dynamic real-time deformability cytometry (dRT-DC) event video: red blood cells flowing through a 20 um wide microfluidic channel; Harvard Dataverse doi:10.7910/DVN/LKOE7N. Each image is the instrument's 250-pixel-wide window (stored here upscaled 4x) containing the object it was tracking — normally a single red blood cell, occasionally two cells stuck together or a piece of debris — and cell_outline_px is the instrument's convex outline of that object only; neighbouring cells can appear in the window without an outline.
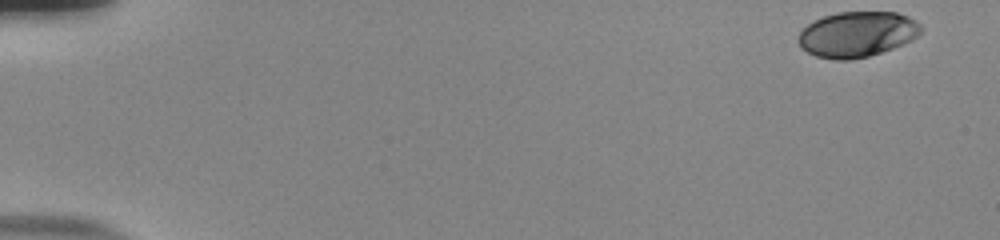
{"species": "human", "species_latin": "Homo sapiens", "temperature_condition": "room temperature", "stored_images_in_passage": 52, "camera_frame_rate_fps": 3000, "um_per_image_px": 0.085, "donor": {"sex": "male"}, "frame": {"image": 1, "passage_image": 1, "time_ms": 0.0, "image_size_px": [1000, 240], "cell_outline_px": [[924, 28], [912, 40], [904, 44], [868, 56], [848, 60], [836, 60], [816, 56], [800, 48], [796, 40], [800, 32], [808, 24], [824, 16], [836, 12], [896, 12], [908, 16], [916, 20]], "centroid_in_image_um": [72.85, 2.91], "position_along_channel_um": 12.1, "area_um2": 32.6}}
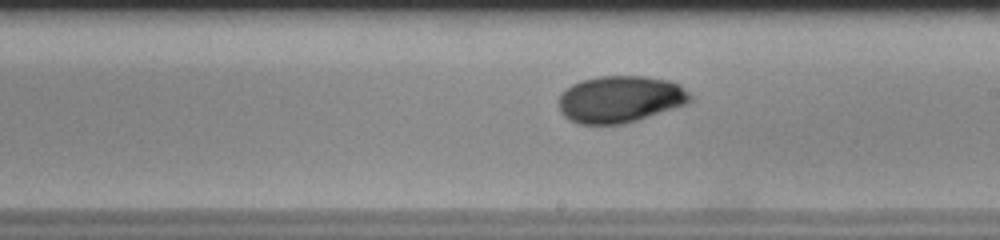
{"frame": {"image": 2, "passage_image": 31, "time_ms": 10.0, "image_size_px": [1000, 240], "cell_outline_px": [[692, 100], [688, 104], [624, 124], [580, 124], [568, 120], [560, 112], [560, 96], [572, 84], [580, 80], [600, 76], [644, 76], [668, 80], [680, 84], [692, 96]], "centroid_in_image_um": [52.74, 8.43], "position_along_channel_um": 236.3, "area_um2": 35.95}}
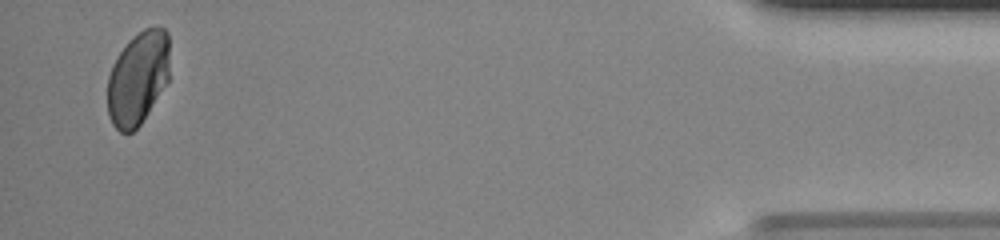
{"frame": {"image": 3, "passage_image": 51, "time_ms": 16.667, "image_size_px": [1000, 240], "cell_outline_px": [[168, 80], [148, 112], [140, 124], [132, 132], [120, 132], [112, 124], [108, 112], [108, 76], [112, 64], [128, 40], [132, 36], [144, 28], [164, 28], [168, 32]], "centroid_in_image_um": [11.7, 6.63], "position_along_channel_um": 423.5, "area_um2": 33.52}, "authors_computed_cell_mechanics": {"area_um2": 34.7956, "velocity_mm_per_s": 3.8658, "shape_relaxation_time_tau1_ms": 6.7459, "shape_relaxation_time_tau2_ms": 1.0546, "deformation_change_tau1": 0.1668, "deformation_change_tau2": 0.0324}}